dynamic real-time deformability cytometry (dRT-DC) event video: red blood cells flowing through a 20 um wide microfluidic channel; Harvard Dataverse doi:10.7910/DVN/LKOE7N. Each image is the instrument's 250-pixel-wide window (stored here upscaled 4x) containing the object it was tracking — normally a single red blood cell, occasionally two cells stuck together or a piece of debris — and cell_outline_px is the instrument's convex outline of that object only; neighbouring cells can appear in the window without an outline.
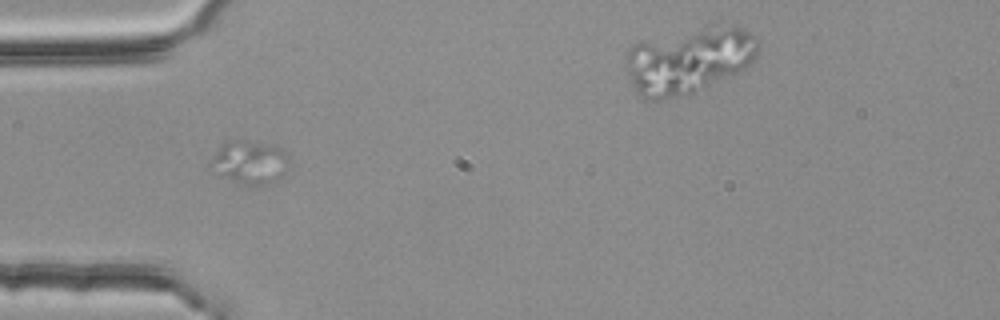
{"species": "common noctule bat (a hibernating species)", "species_latin": "Nyctalus noctula", "temperature_condition": "room temperature", "stored_images_in_passage": 32, "camera_frame_rate_fps": 3000, "um_per_image_px": 0.085, "animal": {"sex": "female", "body_mass_g": 25.1}, "frame": {"image": 1, "passage_image": 16, "time_ms": 5.0, "image_size_px": [1000, 320], "cell_outline_px": [[288, 168], [276, 180], [268, 184], [232, 184], [220, 176], [212, 160], [216, 152], [228, 140], [248, 140], [268, 144], [280, 148], [288, 152]], "centroid_in_image_um": [21.28, 13.79], "position_along_channel_um": 63.7, "area_um2": 19.54}}
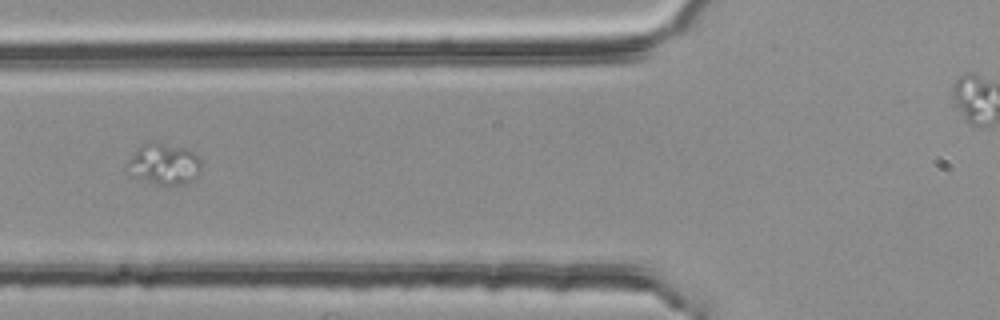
{"frame": {"image": 2, "passage_image": 20, "time_ms": 6.333, "image_size_px": [1000, 320], "cell_outline_px": [[200, 172], [192, 180], [184, 184], [156, 184], [124, 168], [136, 148], [140, 144], [148, 140], [156, 140], [188, 148], [196, 152], [200, 156]], "centroid_in_image_um": [13.97, 13.85], "position_along_channel_um": 111.8, "area_um2": 17.98}}